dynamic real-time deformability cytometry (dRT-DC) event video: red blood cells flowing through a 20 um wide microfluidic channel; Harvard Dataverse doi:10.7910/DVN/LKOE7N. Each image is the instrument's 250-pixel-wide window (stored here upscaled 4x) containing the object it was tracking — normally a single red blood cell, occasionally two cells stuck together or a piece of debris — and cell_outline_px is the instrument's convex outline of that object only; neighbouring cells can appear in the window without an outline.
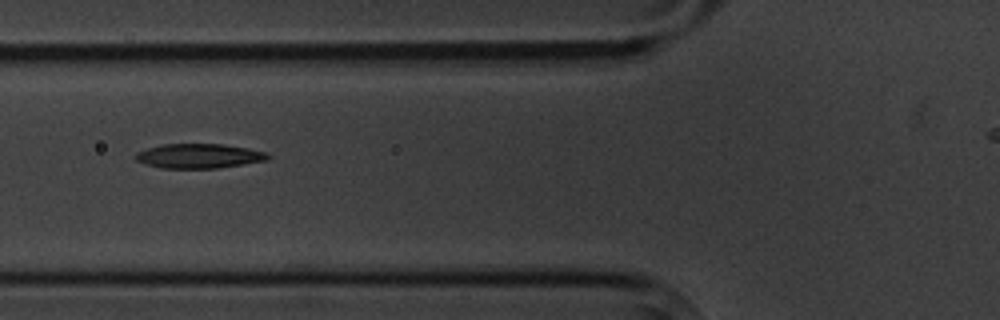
{"species": "common noctule bat (a hibernating species)", "species_latin": "Nyctalus noctula", "temperature_condition": "cold", "stored_images_in_passage": 8, "camera_frame_rate_fps": 3000, "um_per_image_px": 0.085, "animal": {"sex": "male", "body_mass_g": 20.1, "forearm_length_mm": 53.5}, "frame": {"image": 1, "passage_image": 4, "time_ms": 3.667, "image_size_px": [1000, 320], "cell_outline_px": [[272, 156], [268, 160], [216, 168], [160, 168], [136, 160], [136, 152], [160, 144], [224, 144], [248, 148], [268, 152]], "centroid_in_image_um": [16.96, 13.25], "position_along_channel_um": 108.8, "area_um2": 18.9}}
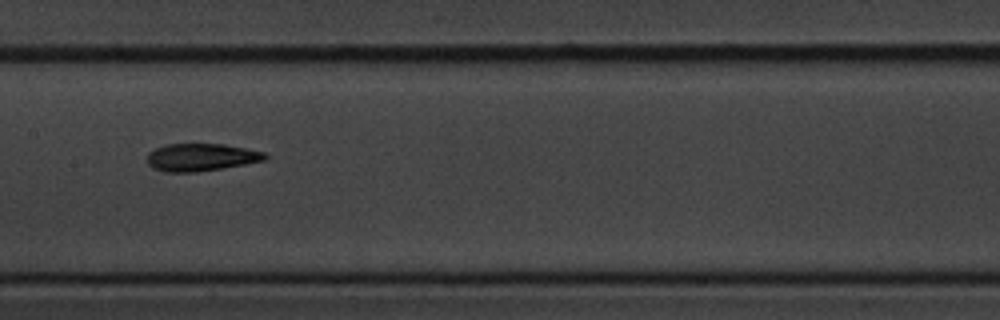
{"frame": {"image": 2, "passage_image": 6, "time_ms": 6.0, "image_size_px": [1000, 320], "cell_outline_px": [[268, 156], [264, 160], [244, 164], [196, 172], [164, 172], [152, 168], [148, 164], [148, 152], [156, 148], [168, 144], [224, 144], [264, 152]], "centroid_in_image_um": [17.05, 13.37], "position_along_channel_um": 190.3, "area_um2": 18.73}}
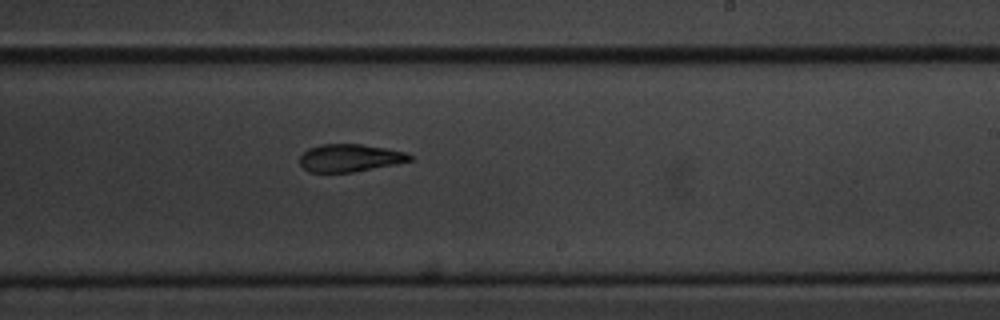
{"frame": {"image": 3, "passage_image": 8, "time_ms": 8.0, "image_size_px": [1000, 320], "cell_outline_px": [[412, 160], [396, 164], [352, 172], [308, 172], [300, 164], [300, 156], [308, 148], [320, 144], [360, 144], [384, 148], [404, 152], [412, 156]], "centroid_in_image_um": [29.7, 13.42], "position_along_channel_um": 259.3, "area_um2": 17.57}}